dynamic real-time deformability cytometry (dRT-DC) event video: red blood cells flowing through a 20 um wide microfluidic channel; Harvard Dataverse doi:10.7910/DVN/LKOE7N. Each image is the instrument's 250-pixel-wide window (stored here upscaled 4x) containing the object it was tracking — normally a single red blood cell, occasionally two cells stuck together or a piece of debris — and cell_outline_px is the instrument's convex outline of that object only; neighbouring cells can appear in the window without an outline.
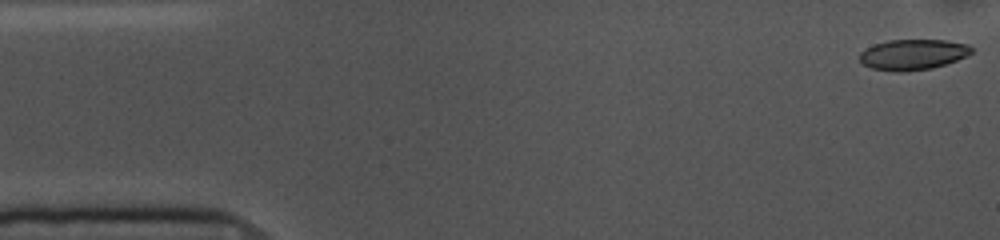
{"species": "common noctule bat (a hibernating species)", "species_latin": "Nyctalus noctula", "temperature_condition": "cold", "stored_images_in_passage": 54, "camera_frame_rate_fps": 3000, "um_per_image_px": 0.085, "animal": {"sex": "female", "body_mass_g": 10.0, "forearm_length_mm": 53.1}, "frame": {"image": 1, "passage_image": 1, "time_ms": 0.0, "image_size_px": [1000, 240], "cell_outline_px": [[972, 52], [956, 60], [932, 68], [904, 72], [896, 72], [872, 68], [864, 64], [860, 60], [860, 52], [864, 48], [888, 40], [948, 40], [968, 44], [972, 48]], "centroid_in_image_um": [77.58, 4.63], "position_along_channel_um": 7.4, "area_um2": 19.83}}
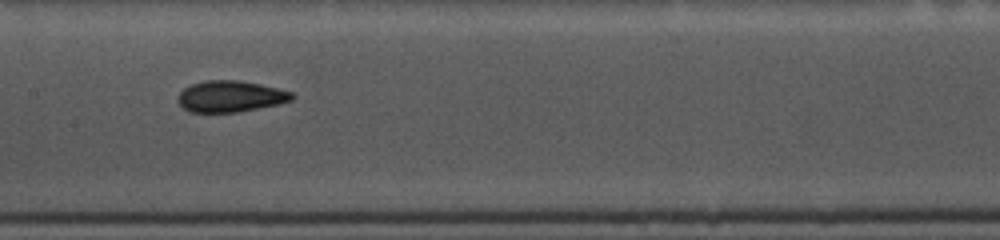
{"frame": {"image": 2, "passage_image": 25, "time_ms": 8.0, "image_size_px": [1000, 240], "cell_outline_px": [[296, 96], [292, 100], [280, 104], [236, 112], [188, 112], [176, 100], [176, 96], [184, 88], [192, 84], [204, 80], [240, 80], [260, 84], [292, 92]], "centroid_in_image_um": [19.57, 8.19], "position_along_channel_um": 187.8, "area_um2": 20.92}}
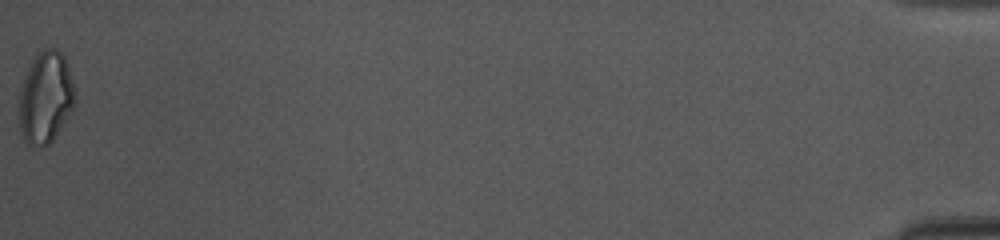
{"frame": {"image": 3, "passage_image": 54, "time_ms": 17.667, "image_size_px": [1000, 240], "cell_outline_px": [[76, 92], [72, 108], [52, 140], [48, 144], [28, 144], [24, 140], [20, 132], [16, 104], [24, 80], [36, 56], [44, 48], [56, 48], [64, 56], [76, 88]], "centroid_in_image_um": [3.85, 8.29], "position_along_channel_um": 431.3, "area_um2": 29.54}, "authors_computed_cell_mechanics": {"area_um2": 20.7791, "velocity_mm_per_s": 3.6219, "shape_relaxation_time_tau1_ms": 3.7424, "shape_relaxation_time_tau2_ms": 2.2059, "deformation_change_tau1": 0.1158, "deformation_change_tau2": 0.0723}}